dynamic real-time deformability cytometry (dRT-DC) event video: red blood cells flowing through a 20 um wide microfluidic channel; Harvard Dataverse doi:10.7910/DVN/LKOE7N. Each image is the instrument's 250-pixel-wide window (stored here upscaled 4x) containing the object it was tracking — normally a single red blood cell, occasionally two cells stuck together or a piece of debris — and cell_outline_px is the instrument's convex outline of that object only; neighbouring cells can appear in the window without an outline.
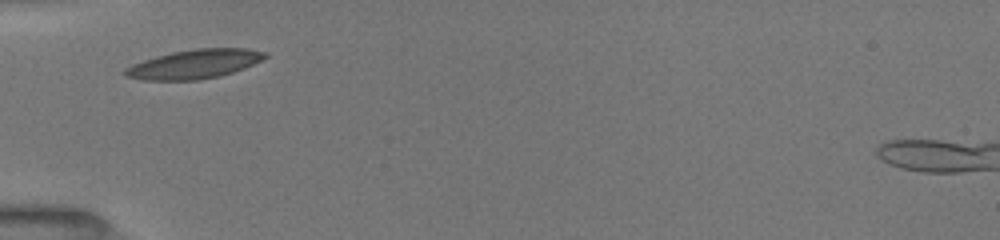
{"species": "common noctule bat (a hibernating species)", "species_latin": "Nyctalus noctula", "temperature_condition": "room temperature", "stored_images_in_passage": 62, "camera_frame_rate_fps": 3000, "um_per_image_px": 0.085, "animal": {"sex": "female", "body_mass_g": 19.5, "forearm_length_mm": 54.1}, "frame": {"image": 1, "passage_image": 1, "time_ms": 0.0, "image_size_px": [1000, 240], "cell_outline_px": [[268, 56], [244, 68], [220, 76], [200, 80], [140, 80], [124, 76], [120, 72], [124, 68], [132, 64], [156, 56], [172, 52], [196, 48], [248, 48], [268, 52]], "centroid_in_image_um": [16.48, 5.45], "position_along_channel_um": 68.5, "area_um2": 23.93}}
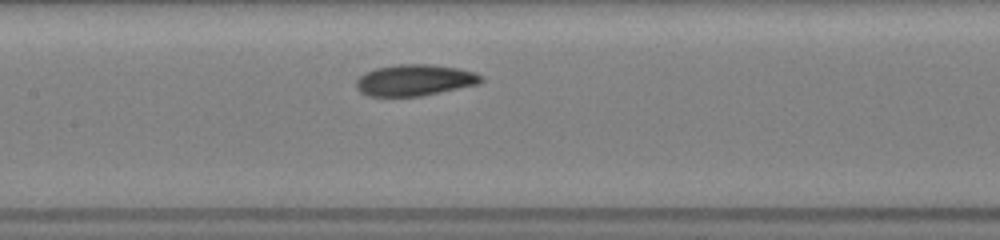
{"frame": {"image": 2, "passage_image": 22, "time_ms": 2.667, "image_size_px": [1000, 240], "cell_outline_px": [[484, 80], [480, 84], [420, 96], [368, 96], [360, 92], [356, 88], [356, 80], [364, 72], [376, 68], [400, 64], [428, 64], [460, 68], [476, 72], [484, 76]], "centroid_in_image_um": [35.28, 6.81], "position_along_channel_um": 172.1, "area_um2": 23.0}}
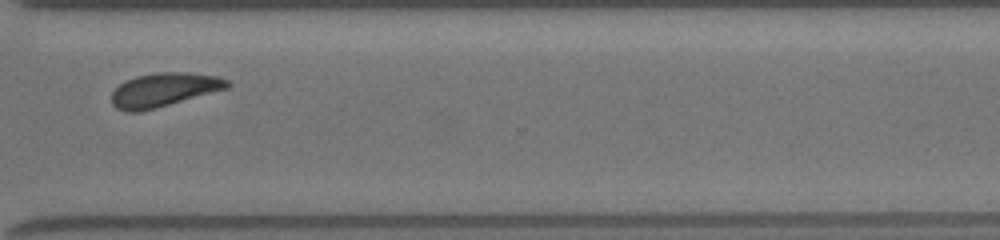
{"frame": {"image": 3, "passage_image": 61, "time_ms": 7.333, "image_size_px": [1000, 240], "cell_outline_px": [[232, 84], [228, 88], [156, 108], [140, 112], [128, 112], [116, 108], [112, 104], [112, 92], [124, 80], [136, 76], [156, 72], [188, 72], [220, 76], [228, 80]], "centroid_in_image_um": [13.94, 7.62], "position_along_channel_um": 356.7, "area_um2": 22.95}}